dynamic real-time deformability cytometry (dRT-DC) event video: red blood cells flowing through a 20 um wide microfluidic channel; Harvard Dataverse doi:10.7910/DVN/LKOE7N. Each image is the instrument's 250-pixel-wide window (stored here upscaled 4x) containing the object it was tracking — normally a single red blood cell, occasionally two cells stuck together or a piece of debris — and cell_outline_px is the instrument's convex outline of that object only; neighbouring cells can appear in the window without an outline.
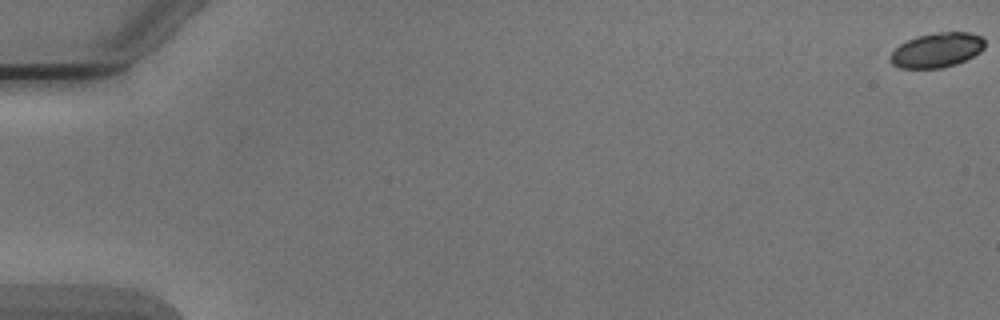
{"species": "Egyptian fruit bat (a non-hibernating species)", "species_latin": "Rousettus aegyptiacus", "temperature_condition": "cold", "stored_images_in_passage": 6, "segment_of_instrument_passage": [1, 2], "camera_frame_rate_fps": 3000, "um_per_image_px": 0.085, "animal": {"sex": "male"}, "frame": {"image": 1, "passage_image": 1, "time_ms": 0.0, "image_size_px": [1000, 320], "cell_outline_px": [[984, 48], [980, 52], [956, 64], [940, 68], [900, 68], [892, 64], [888, 60], [888, 56], [900, 44], [916, 36], [940, 32], [968, 32], [984, 36]], "centroid_in_image_um": [79.62, 4.26], "position_along_channel_um": 5.4, "area_um2": 19.13}}